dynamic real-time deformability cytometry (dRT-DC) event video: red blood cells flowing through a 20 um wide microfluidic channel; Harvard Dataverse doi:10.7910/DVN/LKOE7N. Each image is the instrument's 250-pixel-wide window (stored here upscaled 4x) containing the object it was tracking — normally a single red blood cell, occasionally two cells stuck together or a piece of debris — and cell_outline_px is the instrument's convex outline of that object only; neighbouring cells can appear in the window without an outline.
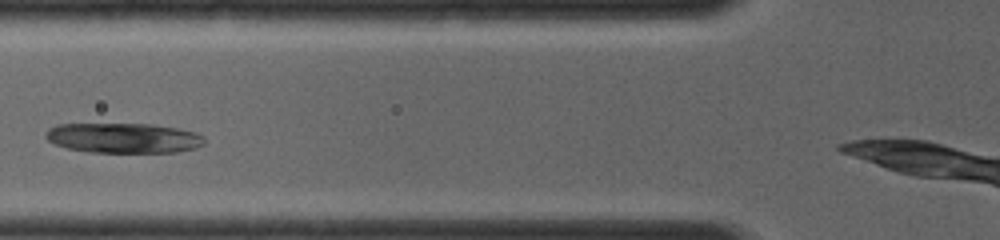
{"species": "common noctule bat (a hibernating species)", "species_latin": "Nyctalus noctula", "temperature_condition": "room temperature", "stored_images_in_passage": 3, "camera_frame_rate_fps": 4000, "um_per_image_px": 0.085, "animal": {"sex": "female", "body_mass_g": 19.0, "forearm_length_mm": 56.7}, "frame": {"image": 1, "passage_image": 3, "time_ms": 2.0, "image_size_px": [1000, 240], "cell_outline_px": [[204, 144], [196, 148], [176, 152], [88, 152], [68, 148], [52, 144], [44, 136], [44, 132], [48, 128], [56, 124], [152, 124], [176, 128], [196, 132], [204, 136]], "centroid_in_image_um": [10.46, 11.72], "position_along_channel_um": 115.3, "area_um2": 27.98}}